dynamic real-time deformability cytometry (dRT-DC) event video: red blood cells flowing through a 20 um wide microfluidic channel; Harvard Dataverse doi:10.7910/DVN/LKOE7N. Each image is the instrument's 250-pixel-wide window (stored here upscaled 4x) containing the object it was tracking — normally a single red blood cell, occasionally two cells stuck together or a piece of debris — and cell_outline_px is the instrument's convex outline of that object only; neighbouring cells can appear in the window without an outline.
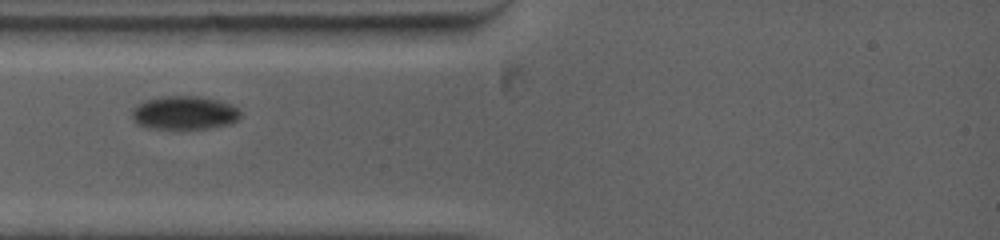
{"species": "common noctule bat (a hibernating species)", "species_latin": "Nyctalus noctula", "temperature_condition": "warm", "stored_images_in_passage": 11, "camera_frame_rate_fps": 5000, "um_per_image_px": 0.085, "animal": {"sex": "female", "body_mass_g": 19.0, "forearm_length_mm": 53.3}, "frame": {"image": 1, "passage_image": 2, "time_ms": 0.4, "image_size_px": [1000, 240], "cell_outline_px": [[240, 116], [232, 124], [208, 128], [148, 128], [136, 124], [132, 116], [132, 108], [136, 104], [160, 96], [196, 96], [216, 100], [228, 104], [236, 108], [240, 112]], "centroid_in_image_um": [15.62, 9.59], "position_along_channel_um": 69.4, "area_um2": 20.98}}
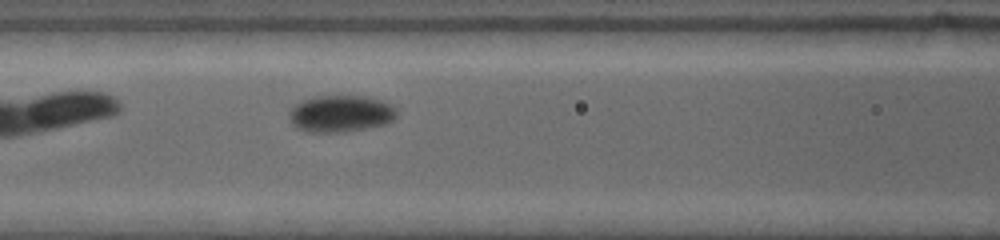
{"frame": {"image": 2, "passage_image": 7, "time_ms": 2.2, "image_size_px": [1000, 240], "cell_outline_px": [[396, 116], [392, 120], [384, 124], [344, 132], [308, 132], [296, 128], [292, 124], [288, 116], [288, 112], [300, 100], [316, 96], [368, 96], [380, 100], [388, 104], [396, 112]], "centroid_in_image_um": [28.88, 9.66], "position_along_channel_um": 137.7, "area_um2": 22.95}}
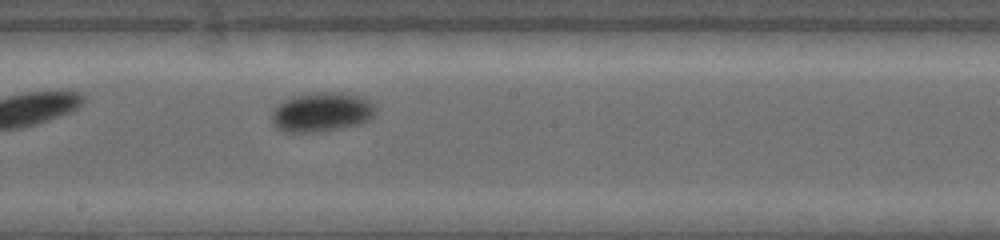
{"frame": {"image": 3, "passage_image": 11, "time_ms": 4.4, "image_size_px": [1000, 240], "cell_outline_px": [[376, 112], [372, 120], [360, 124], [340, 128], [316, 132], [284, 132], [276, 128], [272, 124], [272, 112], [284, 100], [296, 96], [316, 92], [328, 92], [356, 96], [372, 104], [376, 108]], "centroid_in_image_um": [27.33, 9.56], "position_along_channel_um": 220.9, "area_um2": 23.47}}